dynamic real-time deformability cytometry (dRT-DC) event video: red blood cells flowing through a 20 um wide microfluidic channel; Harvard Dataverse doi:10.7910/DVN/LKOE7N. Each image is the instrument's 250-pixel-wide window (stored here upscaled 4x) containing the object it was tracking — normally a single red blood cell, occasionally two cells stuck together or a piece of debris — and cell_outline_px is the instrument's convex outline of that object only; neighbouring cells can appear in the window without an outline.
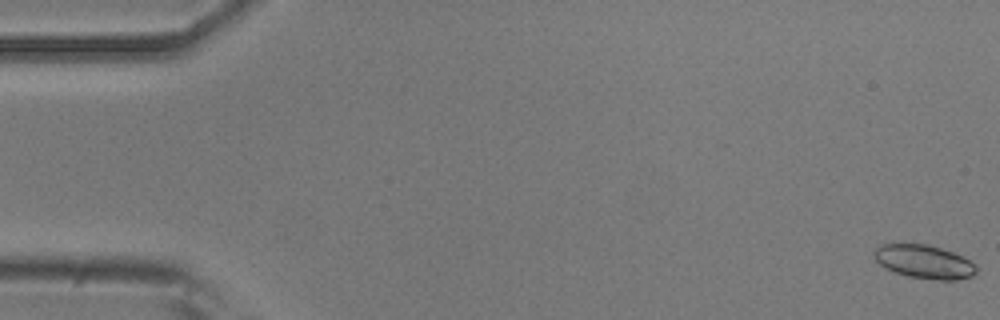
{"species": "common noctule bat (a hibernating species)", "species_latin": "Nyctalus noctula", "temperature_condition": "room temperature", "stored_images_in_passage": 54, "camera_frame_rate_fps": 3000, "um_per_image_px": 0.085, "animal": {"sex": "male", "body_mass_g": 20.5, "forearm_length_mm": 52.5}, "frame": {"image": 1, "passage_image": 1, "time_ms": 0.0, "image_size_px": [1000, 320], "cell_outline_px": [[976, 272], [972, 276], [956, 280], [940, 280], [908, 276], [884, 268], [872, 256], [872, 252], [880, 244], [928, 244], [952, 252], [968, 260], [976, 268]], "centroid_in_image_um": [78.49, 22.24], "position_along_channel_um": 6.5, "area_um2": 19.77}}
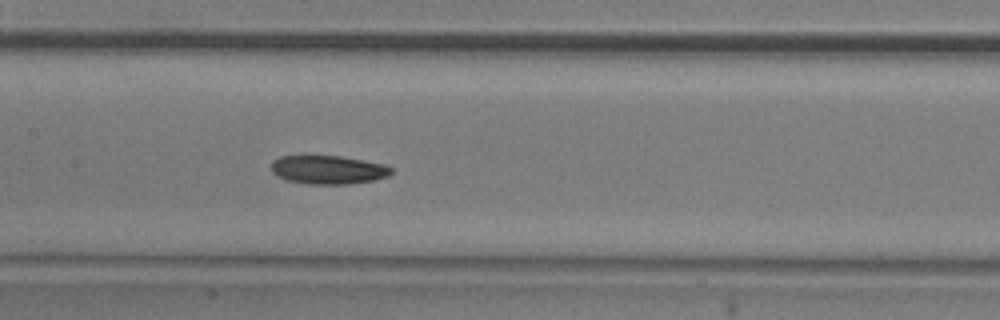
{"frame": {"image": 2, "passage_image": 26, "time_ms": 8.333, "image_size_px": [1000, 320], "cell_outline_px": [[392, 172], [388, 176], [376, 180], [348, 184], [308, 184], [288, 180], [276, 176], [272, 172], [272, 160], [280, 156], [304, 152], [340, 156], [388, 164], [392, 168]], "centroid_in_image_um": [27.86, 14.37], "position_along_channel_um": 179.5, "area_um2": 21.04}}
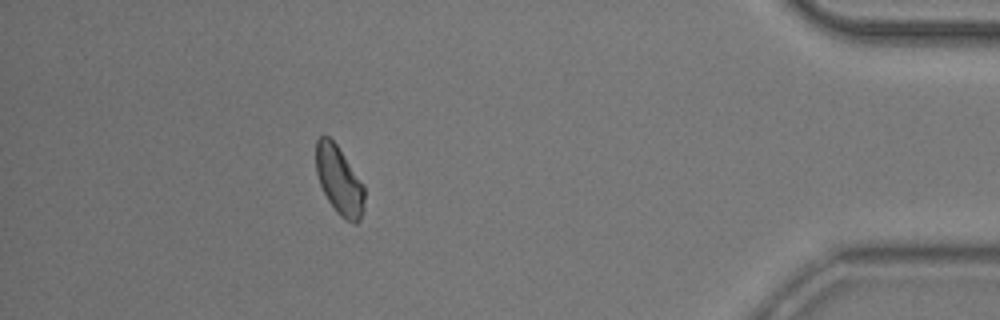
{"frame": {"image": 3, "passage_image": 48, "time_ms": 15.667, "image_size_px": [1000, 320], "cell_outline_px": [[364, 204], [360, 220], [356, 224], [344, 220], [336, 212], [328, 200], [320, 184], [316, 172], [316, 140], [320, 136], [328, 136], [336, 144], [364, 184]], "centroid_in_image_um": [28.84, 15.35], "position_along_channel_um": 406.4, "area_um2": 19.31}, "authors_computed_cell_mechanics": {"area_um2": 19.9988, "velocity_mm_per_s": 3.7901, "shape_relaxation_time_tau1_ms": 5.0804, "shape_relaxation_time_tau2_ms": null, "deformation_change_tau1": 0.096, "deformation_change_tau2": null}}